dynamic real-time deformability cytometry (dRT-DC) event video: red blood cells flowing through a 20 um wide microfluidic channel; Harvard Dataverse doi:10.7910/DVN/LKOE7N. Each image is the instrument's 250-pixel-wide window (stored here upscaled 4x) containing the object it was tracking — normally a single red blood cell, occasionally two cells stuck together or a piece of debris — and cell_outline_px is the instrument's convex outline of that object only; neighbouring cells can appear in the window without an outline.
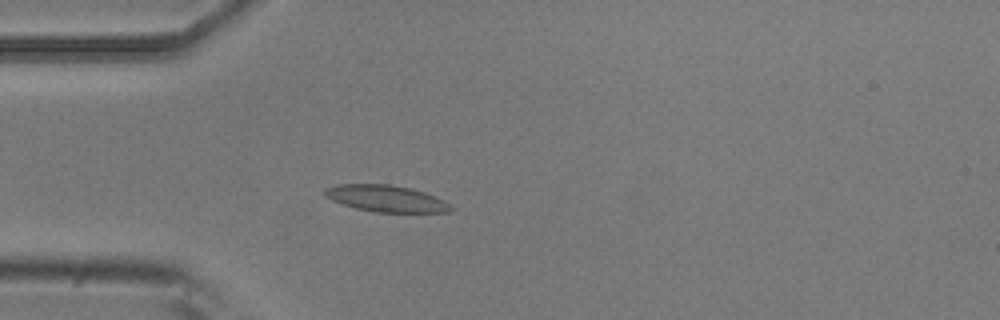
{"species": "common noctule bat (a hibernating species)", "species_latin": "Nyctalus noctula", "temperature_condition": "room temperature", "stored_images_in_passage": 3, "camera_frame_rate_fps": 3000, "um_per_image_px": 0.085, "animal": {"sex": "male", "body_mass_g": 20.5, "forearm_length_mm": 52.5}, "frame": {"image": 1, "passage_image": 3, "time_ms": 0.667, "image_size_px": [1000, 320], "cell_outline_px": [[452, 208], [448, 212], [372, 212], [356, 208], [332, 200], [324, 196], [324, 188], [336, 184], [388, 184], [412, 188], [436, 196], [444, 200]], "centroid_in_image_um": [32.79, 16.86], "position_along_channel_um": 52.2, "area_um2": 19.54}}